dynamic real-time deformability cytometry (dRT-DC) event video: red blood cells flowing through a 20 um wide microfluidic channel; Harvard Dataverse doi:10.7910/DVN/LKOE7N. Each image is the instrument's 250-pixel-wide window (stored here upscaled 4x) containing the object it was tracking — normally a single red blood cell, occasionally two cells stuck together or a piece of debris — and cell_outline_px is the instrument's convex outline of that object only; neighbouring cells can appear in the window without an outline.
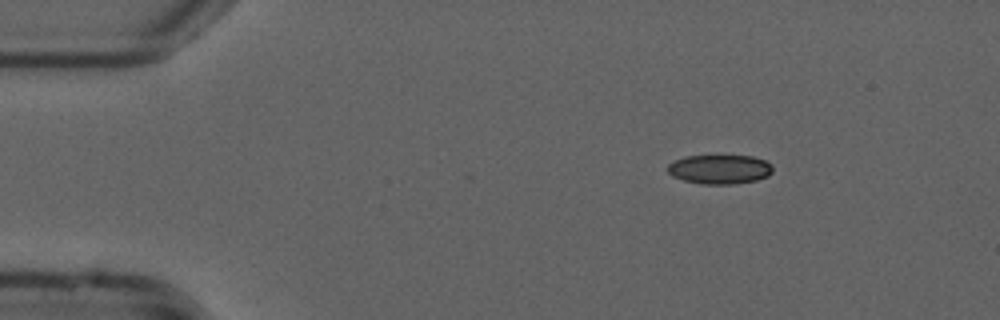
{"species": "common noctule bat (a hibernating species)", "species_latin": "Nyctalus noctula", "temperature_condition": "cold", "stored_images_in_passage": 7, "camera_frame_rate_fps": 3000, "um_per_image_px": 0.085, "animal": {"sex": "male", "forearm_length_mm": 52.5}, "frame": {"image": 1, "passage_image": 1, "time_ms": 0.0, "image_size_px": [1000, 320], "cell_outline_px": [[772, 172], [768, 176], [756, 180], [732, 184], [700, 184], [684, 180], [672, 176], [668, 172], [668, 164], [684, 156], [752, 156], [764, 160], [772, 164]], "centroid_in_image_um": [61.18, 14.39], "position_along_channel_um": 23.8, "area_um2": 17.86}}